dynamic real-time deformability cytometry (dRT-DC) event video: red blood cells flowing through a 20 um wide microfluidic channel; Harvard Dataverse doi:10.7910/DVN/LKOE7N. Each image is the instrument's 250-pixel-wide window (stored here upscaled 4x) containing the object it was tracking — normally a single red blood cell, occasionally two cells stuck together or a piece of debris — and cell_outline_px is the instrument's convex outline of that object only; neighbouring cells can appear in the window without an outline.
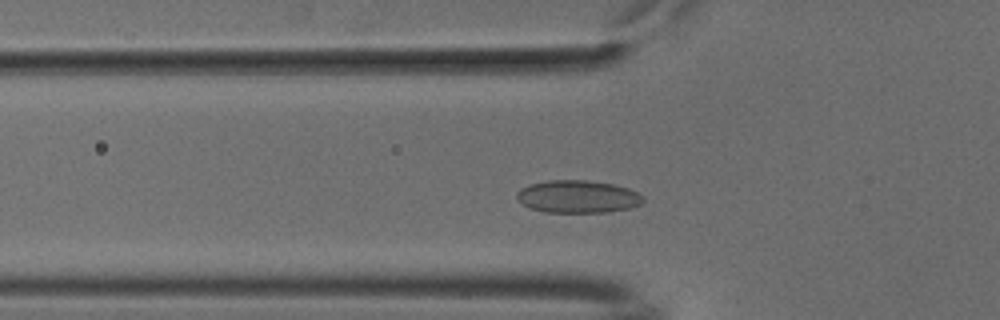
{"species": "common noctule bat (a hibernating species)", "species_latin": "Nyctalus noctula", "temperature_condition": "cold", "stored_images_in_passage": 47, "camera_frame_rate_fps": 3000, "um_per_image_px": 0.085, "animal": {"sex": "male", "body_mass_g": 18.8}, "frame": {"image": 1, "passage_image": 12, "time_ms": 3.667, "image_size_px": [1000, 320], "cell_outline_px": [[644, 200], [640, 204], [632, 208], [608, 212], [544, 212], [532, 208], [516, 200], [516, 192], [520, 188], [532, 184], [548, 180], [588, 180], [612, 184], [628, 188], [644, 196]], "centroid_in_image_um": [49.12, 16.71], "position_along_channel_um": 76.7, "area_um2": 24.04}}
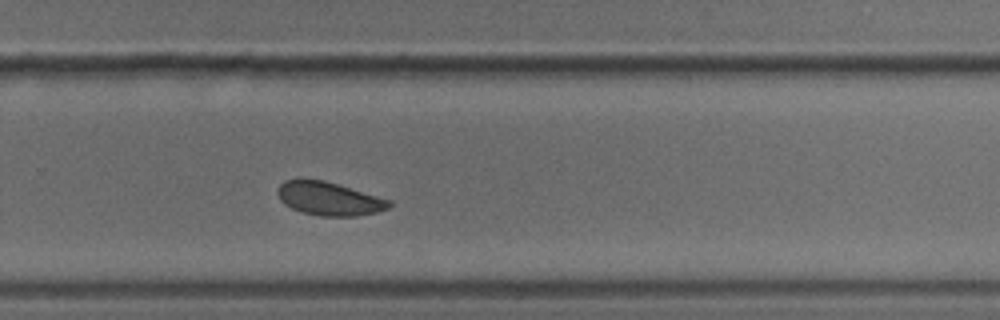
{"frame": {"image": 2, "passage_image": 30, "time_ms": 9.667, "image_size_px": [1000, 320], "cell_outline_px": [[392, 204], [388, 208], [376, 212], [356, 216], [320, 216], [300, 212], [284, 204], [280, 200], [276, 192], [280, 184], [284, 180], [300, 176], [324, 180], [392, 200]], "centroid_in_image_um": [27.91, 16.85], "position_along_channel_um": 301.9, "area_um2": 22.25}}
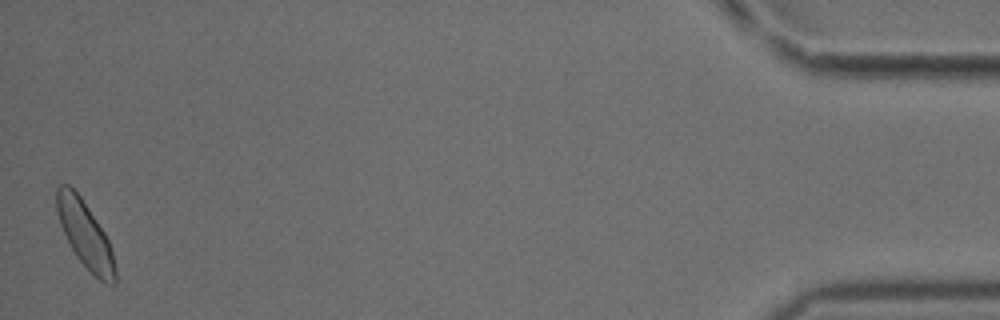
{"frame": {"image": 3, "passage_image": 47, "time_ms": 15.333, "image_size_px": [1000, 320], "cell_outline_px": [[116, 284], [108, 284], [100, 280], [76, 256], [60, 224], [56, 208], [56, 188], [60, 184], [68, 184], [80, 196], [104, 232], [108, 240], [112, 252], [116, 268]], "centroid_in_image_um": [7.24, 19.92], "position_along_channel_um": 428.0, "area_um2": 22.14}, "authors_computed_cell_mechanics": {"area_um2": 22.3108, "velocity_mm_per_s": 3.7453, "shape_relaxation_time_tau1_ms": null, "shape_relaxation_time_tau2_ms": 0.9393, "deformation_change_tau1": null, "deformation_change_tau2": 0.0547}}